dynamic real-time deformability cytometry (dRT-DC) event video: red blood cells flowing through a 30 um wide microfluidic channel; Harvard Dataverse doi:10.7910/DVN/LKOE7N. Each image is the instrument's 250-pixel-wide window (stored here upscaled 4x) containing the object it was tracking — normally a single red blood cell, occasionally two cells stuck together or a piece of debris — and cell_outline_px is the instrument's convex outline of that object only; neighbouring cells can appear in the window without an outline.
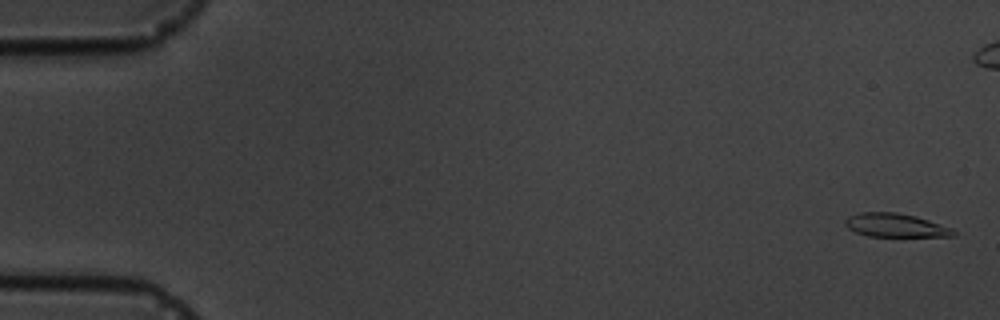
{"species": "common noctule bat (a hibernating species)", "species_latin": "Nyctalus noctula", "temperature_condition": "cold", "stored_images_in_passage": 6, "camera_frame_rate_fps": 3000, "um_per_image_px": 0.085, "animal": {"sex": "male", "body_mass_g": 19.5, "forearm_length_mm": 54.6}, "frame": {"image": 1, "passage_image": 1, "time_ms": 0.0, "image_size_px": [1000, 320], "cell_outline_px": [[956, 236], [868, 236], [856, 232], [848, 228], [844, 224], [844, 220], [848, 216], [860, 212], [896, 212], [916, 216], [952, 228], [956, 232]], "centroid_in_image_um": [76.09, 19.14], "position_along_channel_um": 8.9, "area_um2": 14.85}}
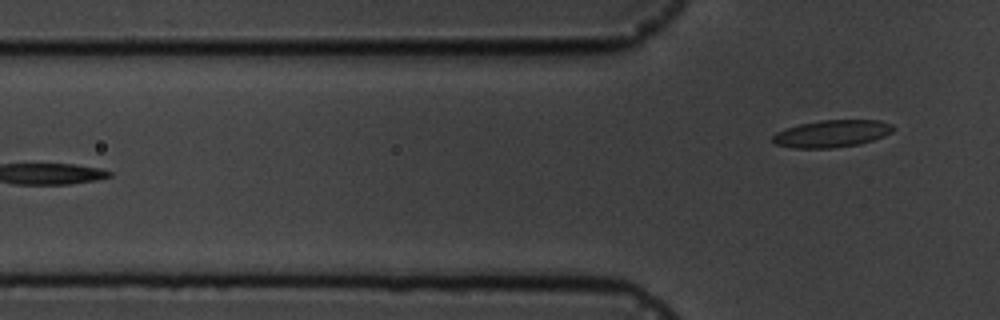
{"frame": {"image": 2, "passage_image": 6, "time_ms": 7.0, "image_size_px": [1000, 320], "cell_outline_px": [[892, 132], [884, 136], [860, 144], [832, 148], [792, 148], [776, 144], [772, 140], [772, 136], [776, 132], [784, 128], [800, 124], [820, 120], [880, 120], [892, 124]], "centroid_in_image_um": [70.68, 11.36], "position_along_channel_um": 55.1, "area_um2": 19.13}}